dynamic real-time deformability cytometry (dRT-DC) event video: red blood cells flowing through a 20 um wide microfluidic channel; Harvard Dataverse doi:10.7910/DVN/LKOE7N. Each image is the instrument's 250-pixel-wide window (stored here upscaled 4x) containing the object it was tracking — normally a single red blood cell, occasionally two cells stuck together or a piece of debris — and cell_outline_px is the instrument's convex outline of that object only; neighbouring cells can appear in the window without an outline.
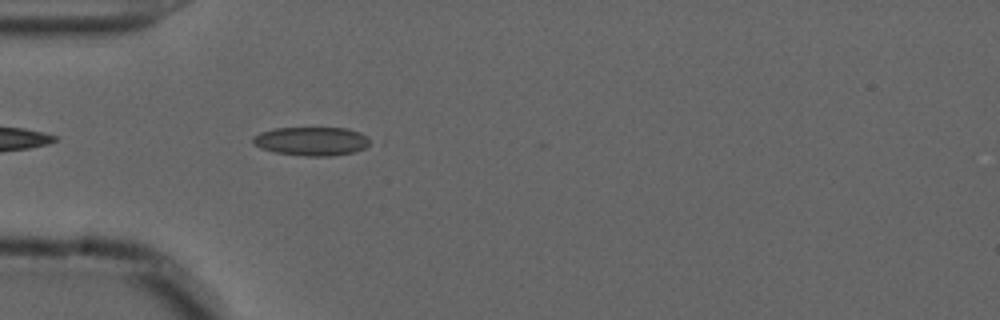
{"species": "common noctule bat (a hibernating species)", "species_latin": "Nyctalus noctula", "temperature_condition": "cold", "stored_images_in_passage": 40, "camera_frame_rate_fps": 3000, "um_per_image_px": 0.085, "animal": {"sex": "male", "forearm_length_mm": 52.5}, "frame": {"image": 1, "passage_image": 3, "time_ms": 0.667, "image_size_px": [1000, 320], "cell_outline_px": [[376, 140], [372, 144], [364, 148], [352, 152], [328, 156], [304, 156], [276, 152], [260, 148], [252, 144], [252, 136], [260, 132], [276, 128], [348, 128], [360, 132]], "centroid_in_image_um": [26.53, 11.99], "position_along_channel_um": 58.5, "area_um2": 19.88}}
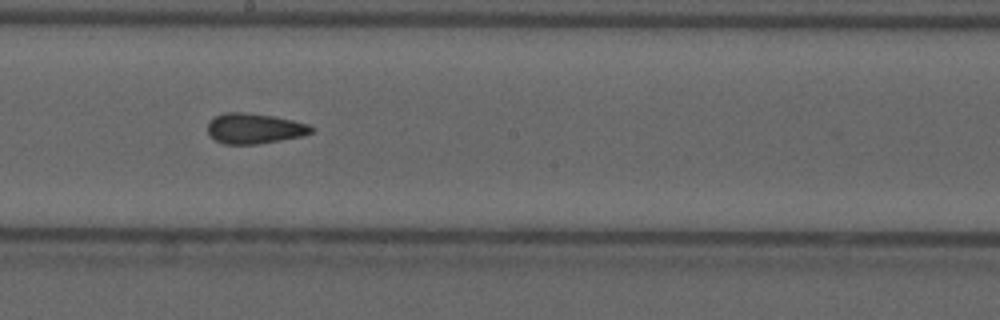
{"frame": {"image": 2, "passage_image": 17, "time_ms": 5.333, "image_size_px": [1000, 320], "cell_outline_px": [[316, 128], [312, 132], [300, 136], [280, 140], [256, 144], [224, 144], [216, 140], [208, 132], [208, 124], [216, 116], [224, 112], [244, 112], [272, 116], [292, 120], [308, 124]], "centroid_in_image_um": [21.64, 10.92], "position_along_channel_um": 226.6, "area_um2": 18.09}}
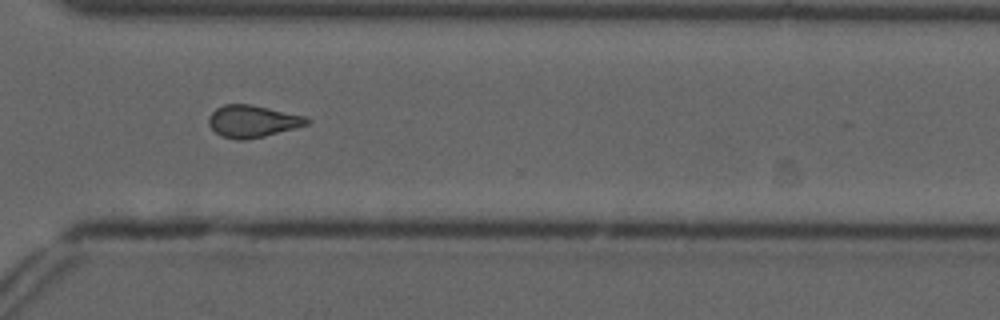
{"frame": {"image": 3, "passage_image": 27, "time_ms": 8.667, "image_size_px": [1000, 320], "cell_outline_px": [[312, 120], [308, 124], [264, 136], [248, 140], [236, 140], [220, 136], [208, 124], [208, 116], [216, 108], [224, 104], [248, 104], [268, 108], [304, 116]], "centroid_in_image_um": [21.42, 10.31], "position_along_channel_um": 349.2, "area_um2": 18.26}, "authors_computed_cell_mechanics": {"area_um2": 18.2648, "velocity_mm_per_s": 3.6846, "shape_relaxation_time_tau1_ms": null, "shape_relaxation_time_tau2_ms": 3.1519, "deformation_change_tau1": null, "deformation_change_tau2": 0.101}}